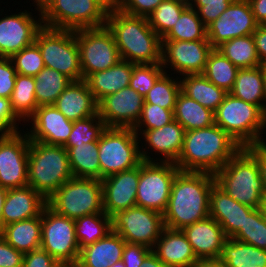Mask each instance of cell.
Returning a JSON list of instances; mask_svg holds the SVG:
<instances>
[{"label":"cell","instance_id":"47","mask_svg":"<svg viewBox=\"0 0 266 267\" xmlns=\"http://www.w3.org/2000/svg\"><path fill=\"white\" fill-rule=\"evenodd\" d=\"M160 63L135 64L133 66L129 87L145 97L156 80L164 73Z\"/></svg>","mask_w":266,"mask_h":267},{"label":"cell","instance_id":"57","mask_svg":"<svg viewBox=\"0 0 266 267\" xmlns=\"http://www.w3.org/2000/svg\"><path fill=\"white\" fill-rule=\"evenodd\" d=\"M247 148L257 157L260 177L266 195V144L248 146Z\"/></svg>","mask_w":266,"mask_h":267},{"label":"cell","instance_id":"59","mask_svg":"<svg viewBox=\"0 0 266 267\" xmlns=\"http://www.w3.org/2000/svg\"><path fill=\"white\" fill-rule=\"evenodd\" d=\"M139 267H167L153 252H151Z\"/></svg>","mask_w":266,"mask_h":267},{"label":"cell","instance_id":"17","mask_svg":"<svg viewBox=\"0 0 266 267\" xmlns=\"http://www.w3.org/2000/svg\"><path fill=\"white\" fill-rule=\"evenodd\" d=\"M259 24L256 22L248 0H234L207 27V38L213 48L237 37L252 35Z\"/></svg>","mask_w":266,"mask_h":267},{"label":"cell","instance_id":"16","mask_svg":"<svg viewBox=\"0 0 266 267\" xmlns=\"http://www.w3.org/2000/svg\"><path fill=\"white\" fill-rule=\"evenodd\" d=\"M22 131L0 136V186L7 189L28 185L29 137Z\"/></svg>","mask_w":266,"mask_h":267},{"label":"cell","instance_id":"7","mask_svg":"<svg viewBox=\"0 0 266 267\" xmlns=\"http://www.w3.org/2000/svg\"><path fill=\"white\" fill-rule=\"evenodd\" d=\"M40 10L43 26L64 30L105 26L109 12L99 0H45Z\"/></svg>","mask_w":266,"mask_h":267},{"label":"cell","instance_id":"60","mask_svg":"<svg viewBox=\"0 0 266 267\" xmlns=\"http://www.w3.org/2000/svg\"><path fill=\"white\" fill-rule=\"evenodd\" d=\"M8 189L0 186V232L3 229V218H2V210L4 206V201L7 195Z\"/></svg>","mask_w":266,"mask_h":267},{"label":"cell","instance_id":"27","mask_svg":"<svg viewBox=\"0 0 266 267\" xmlns=\"http://www.w3.org/2000/svg\"><path fill=\"white\" fill-rule=\"evenodd\" d=\"M53 105L70 121L98 114V102L85 80L72 81Z\"/></svg>","mask_w":266,"mask_h":267},{"label":"cell","instance_id":"44","mask_svg":"<svg viewBox=\"0 0 266 267\" xmlns=\"http://www.w3.org/2000/svg\"><path fill=\"white\" fill-rule=\"evenodd\" d=\"M105 122L99 114L91 117L73 121V128L64 148L74 147L75 144L91 143L100 139L102 133L106 130Z\"/></svg>","mask_w":266,"mask_h":267},{"label":"cell","instance_id":"6","mask_svg":"<svg viewBox=\"0 0 266 267\" xmlns=\"http://www.w3.org/2000/svg\"><path fill=\"white\" fill-rule=\"evenodd\" d=\"M214 117L215 124L241 147L266 144L262 135L266 133V113L259 106L227 93Z\"/></svg>","mask_w":266,"mask_h":267},{"label":"cell","instance_id":"52","mask_svg":"<svg viewBox=\"0 0 266 267\" xmlns=\"http://www.w3.org/2000/svg\"><path fill=\"white\" fill-rule=\"evenodd\" d=\"M163 0H122L118 9L126 14L148 17Z\"/></svg>","mask_w":266,"mask_h":267},{"label":"cell","instance_id":"40","mask_svg":"<svg viewBox=\"0 0 266 267\" xmlns=\"http://www.w3.org/2000/svg\"><path fill=\"white\" fill-rule=\"evenodd\" d=\"M238 70L230 60L214 48L208 56L202 74L217 87L229 93L235 83Z\"/></svg>","mask_w":266,"mask_h":267},{"label":"cell","instance_id":"9","mask_svg":"<svg viewBox=\"0 0 266 267\" xmlns=\"http://www.w3.org/2000/svg\"><path fill=\"white\" fill-rule=\"evenodd\" d=\"M45 67L57 70L72 81H81L82 69L75 30L43 26L36 34Z\"/></svg>","mask_w":266,"mask_h":267},{"label":"cell","instance_id":"11","mask_svg":"<svg viewBox=\"0 0 266 267\" xmlns=\"http://www.w3.org/2000/svg\"><path fill=\"white\" fill-rule=\"evenodd\" d=\"M41 248L62 266H75L80 249L73 219L57 214L48 205L42 211Z\"/></svg>","mask_w":266,"mask_h":267},{"label":"cell","instance_id":"43","mask_svg":"<svg viewBox=\"0 0 266 267\" xmlns=\"http://www.w3.org/2000/svg\"><path fill=\"white\" fill-rule=\"evenodd\" d=\"M164 72L144 97L145 103L155 104L174 110L176 99L181 91L180 79Z\"/></svg>","mask_w":266,"mask_h":267},{"label":"cell","instance_id":"51","mask_svg":"<svg viewBox=\"0 0 266 267\" xmlns=\"http://www.w3.org/2000/svg\"><path fill=\"white\" fill-rule=\"evenodd\" d=\"M20 121L11 108L10 99L0 97V136L20 131Z\"/></svg>","mask_w":266,"mask_h":267},{"label":"cell","instance_id":"66","mask_svg":"<svg viewBox=\"0 0 266 267\" xmlns=\"http://www.w3.org/2000/svg\"><path fill=\"white\" fill-rule=\"evenodd\" d=\"M45 0H33V3L31 4H35L37 6H41V4L44 2Z\"/></svg>","mask_w":266,"mask_h":267},{"label":"cell","instance_id":"20","mask_svg":"<svg viewBox=\"0 0 266 267\" xmlns=\"http://www.w3.org/2000/svg\"><path fill=\"white\" fill-rule=\"evenodd\" d=\"M144 103V97L128 86L102 98L98 114L107 128H134Z\"/></svg>","mask_w":266,"mask_h":267},{"label":"cell","instance_id":"65","mask_svg":"<svg viewBox=\"0 0 266 267\" xmlns=\"http://www.w3.org/2000/svg\"><path fill=\"white\" fill-rule=\"evenodd\" d=\"M110 267H125L124 263L122 260L118 261L115 264H112Z\"/></svg>","mask_w":266,"mask_h":267},{"label":"cell","instance_id":"37","mask_svg":"<svg viewBox=\"0 0 266 267\" xmlns=\"http://www.w3.org/2000/svg\"><path fill=\"white\" fill-rule=\"evenodd\" d=\"M238 69L261 66L252 35L223 42L216 48Z\"/></svg>","mask_w":266,"mask_h":267},{"label":"cell","instance_id":"64","mask_svg":"<svg viewBox=\"0 0 266 267\" xmlns=\"http://www.w3.org/2000/svg\"><path fill=\"white\" fill-rule=\"evenodd\" d=\"M263 86H264V93L266 97V65H263Z\"/></svg>","mask_w":266,"mask_h":267},{"label":"cell","instance_id":"56","mask_svg":"<svg viewBox=\"0 0 266 267\" xmlns=\"http://www.w3.org/2000/svg\"><path fill=\"white\" fill-rule=\"evenodd\" d=\"M252 36L261 65H266V25H259Z\"/></svg>","mask_w":266,"mask_h":267},{"label":"cell","instance_id":"33","mask_svg":"<svg viewBox=\"0 0 266 267\" xmlns=\"http://www.w3.org/2000/svg\"><path fill=\"white\" fill-rule=\"evenodd\" d=\"M174 120L179 122L185 131L206 128L215 124L214 112L185 95L182 91L176 99Z\"/></svg>","mask_w":266,"mask_h":267},{"label":"cell","instance_id":"21","mask_svg":"<svg viewBox=\"0 0 266 267\" xmlns=\"http://www.w3.org/2000/svg\"><path fill=\"white\" fill-rule=\"evenodd\" d=\"M28 121L31 128L25 132L29 140L48 145L64 146L73 128V121L68 120L54 105L38 106Z\"/></svg>","mask_w":266,"mask_h":267},{"label":"cell","instance_id":"36","mask_svg":"<svg viewBox=\"0 0 266 267\" xmlns=\"http://www.w3.org/2000/svg\"><path fill=\"white\" fill-rule=\"evenodd\" d=\"M35 98L37 105H53L59 95L72 82L57 70L44 67L35 77Z\"/></svg>","mask_w":266,"mask_h":267},{"label":"cell","instance_id":"32","mask_svg":"<svg viewBox=\"0 0 266 267\" xmlns=\"http://www.w3.org/2000/svg\"><path fill=\"white\" fill-rule=\"evenodd\" d=\"M180 79L181 91L202 106L217 110L227 92L210 82L203 74L185 75Z\"/></svg>","mask_w":266,"mask_h":267},{"label":"cell","instance_id":"13","mask_svg":"<svg viewBox=\"0 0 266 267\" xmlns=\"http://www.w3.org/2000/svg\"><path fill=\"white\" fill-rule=\"evenodd\" d=\"M179 171L175 163L143 161L139 165L136 206L163 214L168 205L172 183Z\"/></svg>","mask_w":266,"mask_h":267},{"label":"cell","instance_id":"10","mask_svg":"<svg viewBox=\"0 0 266 267\" xmlns=\"http://www.w3.org/2000/svg\"><path fill=\"white\" fill-rule=\"evenodd\" d=\"M140 140L133 128H106L98 140L101 180L139 166Z\"/></svg>","mask_w":266,"mask_h":267},{"label":"cell","instance_id":"34","mask_svg":"<svg viewBox=\"0 0 266 267\" xmlns=\"http://www.w3.org/2000/svg\"><path fill=\"white\" fill-rule=\"evenodd\" d=\"M67 150L70 168L75 178H96L101 180L98 140L75 144Z\"/></svg>","mask_w":266,"mask_h":267},{"label":"cell","instance_id":"18","mask_svg":"<svg viewBox=\"0 0 266 267\" xmlns=\"http://www.w3.org/2000/svg\"><path fill=\"white\" fill-rule=\"evenodd\" d=\"M35 9L38 19L28 10L0 17V57L10 58L35 42L37 32L43 27L40 6Z\"/></svg>","mask_w":266,"mask_h":267},{"label":"cell","instance_id":"61","mask_svg":"<svg viewBox=\"0 0 266 267\" xmlns=\"http://www.w3.org/2000/svg\"><path fill=\"white\" fill-rule=\"evenodd\" d=\"M197 267H227L225 263L218 260H204L200 261Z\"/></svg>","mask_w":266,"mask_h":267},{"label":"cell","instance_id":"54","mask_svg":"<svg viewBox=\"0 0 266 267\" xmlns=\"http://www.w3.org/2000/svg\"><path fill=\"white\" fill-rule=\"evenodd\" d=\"M22 267H62L46 250L35 249L24 254Z\"/></svg>","mask_w":266,"mask_h":267},{"label":"cell","instance_id":"46","mask_svg":"<svg viewBox=\"0 0 266 267\" xmlns=\"http://www.w3.org/2000/svg\"><path fill=\"white\" fill-rule=\"evenodd\" d=\"M17 74L35 77L44 67L38 45L33 44L23 48L10 57Z\"/></svg>","mask_w":266,"mask_h":267},{"label":"cell","instance_id":"63","mask_svg":"<svg viewBox=\"0 0 266 267\" xmlns=\"http://www.w3.org/2000/svg\"><path fill=\"white\" fill-rule=\"evenodd\" d=\"M260 211H261L263 217L266 219V195L262 199V203L260 205Z\"/></svg>","mask_w":266,"mask_h":267},{"label":"cell","instance_id":"39","mask_svg":"<svg viewBox=\"0 0 266 267\" xmlns=\"http://www.w3.org/2000/svg\"><path fill=\"white\" fill-rule=\"evenodd\" d=\"M10 102L14 114L24 123H29L28 119L38 107L34 77L17 74Z\"/></svg>","mask_w":266,"mask_h":267},{"label":"cell","instance_id":"15","mask_svg":"<svg viewBox=\"0 0 266 267\" xmlns=\"http://www.w3.org/2000/svg\"><path fill=\"white\" fill-rule=\"evenodd\" d=\"M214 48L208 40L172 41L161 40V66L164 71L172 69L174 73L185 75L202 74L208 56ZM171 67V68H170Z\"/></svg>","mask_w":266,"mask_h":267},{"label":"cell","instance_id":"31","mask_svg":"<svg viewBox=\"0 0 266 267\" xmlns=\"http://www.w3.org/2000/svg\"><path fill=\"white\" fill-rule=\"evenodd\" d=\"M229 93L247 103L259 106L266 113L263 65L239 69L235 83Z\"/></svg>","mask_w":266,"mask_h":267},{"label":"cell","instance_id":"5","mask_svg":"<svg viewBox=\"0 0 266 267\" xmlns=\"http://www.w3.org/2000/svg\"><path fill=\"white\" fill-rule=\"evenodd\" d=\"M71 178L73 174L63 146L29 140L28 186L48 199Z\"/></svg>","mask_w":266,"mask_h":267},{"label":"cell","instance_id":"12","mask_svg":"<svg viewBox=\"0 0 266 267\" xmlns=\"http://www.w3.org/2000/svg\"><path fill=\"white\" fill-rule=\"evenodd\" d=\"M79 48L82 77L116 65L121 57L113 34L107 26L75 30Z\"/></svg>","mask_w":266,"mask_h":267},{"label":"cell","instance_id":"29","mask_svg":"<svg viewBox=\"0 0 266 267\" xmlns=\"http://www.w3.org/2000/svg\"><path fill=\"white\" fill-rule=\"evenodd\" d=\"M134 65L120 60L111 68L90 74L85 81L96 101L99 102L105 96L128 87Z\"/></svg>","mask_w":266,"mask_h":267},{"label":"cell","instance_id":"53","mask_svg":"<svg viewBox=\"0 0 266 267\" xmlns=\"http://www.w3.org/2000/svg\"><path fill=\"white\" fill-rule=\"evenodd\" d=\"M152 252V249L134 243H125L122 261L125 267H139L144 259Z\"/></svg>","mask_w":266,"mask_h":267},{"label":"cell","instance_id":"23","mask_svg":"<svg viewBox=\"0 0 266 267\" xmlns=\"http://www.w3.org/2000/svg\"><path fill=\"white\" fill-rule=\"evenodd\" d=\"M199 261L218 260L227 236L220 224L210 216L182 229Z\"/></svg>","mask_w":266,"mask_h":267},{"label":"cell","instance_id":"49","mask_svg":"<svg viewBox=\"0 0 266 267\" xmlns=\"http://www.w3.org/2000/svg\"><path fill=\"white\" fill-rule=\"evenodd\" d=\"M188 5L195 9L202 23L208 27L219 18L234 0H187Z\"/></svg>","mask_w":266,"mask_h":267},{"label":"cell","instance_id":"26","mask_svg":"<svg viewBox=\"0 0 266 267\" xmlns=\"http://www.w3.org/2000/svg\"><path fill=\"white\" fill-rule=\"evenodd\" d=\"M46 206L47 199L31 186L10 188L2 210L3 227L40 216Z\"/></svg>","mask_w":266,"mask_h":267},{"label":"cell","instance_id":"42","mask_svg":"<svg viewBox=\"0 0 266 267\" xmlns=\"http://www.w3.org/2000/svg\"><path fill=\"white\" fill-rule=\"evenodd\" d=\"M188 6L187 0H163L147 17L149 26L163 39Z\"/></svg>","mask_w":266,"mask_h":267},{"label":"cell","instance_id":"58","mask_svg":"<svg viewBox=\"0 0 266 267\" xmlns=\"http://www.w3.org/2000/svg\"><path fill=\"white\" fill-rule=\"evenodd\" d=\"M256 22L266 25V0H248Z\"/></svg>","mask_w":266,"mask_h":267},{"label":"cell","instance_id":"1","mask_svg":"<svg viewBox=\"0 0 266 267\" xmlns=\"http://www.w3.org/2000/svg\"><path fill=\"white\" fill-rule=\"evenodd\" d=\"M214 183L212 173L179 171L172 183L168 205L163 213L164 226L182 230L209 217L210 192Z\"/></svg>","mask_w":266,"mask_h":267},{"label":"cell","instance_id":"28","mask_svg":"<svg viewBox=\"0 0 266 267\" xmlns=\"http://www.w3.org/2000/svg\"><path fill=\"white\" fill-rule=\"evenodd\" d=\"M125 243L118 233L110 231L104 238L82 248L74 267H110L122 260Z\"/></svg>","mask_w":266,"mask_h":267},{"label":"cell","instance_id":"19","mask_svg":"<svg viewBox=\"0 0 266 267\" xmlns=\"http://www.w3.org/2000/svg\"><path fill=\"white\" fill-rule=\"evenodd\" d=\"M134 132L138 137L140 136V141L145 140L142 141L143 143L145 142V148L143 149L142 142L140 146L142 147L140 148V152L143 161L176 163L183 147L185 135V129L179 122L173 120L171 123L157 129L134 130ZM149 149L155 152V156L159 155V158H151L153 153Z\"/></svg>","mask_w":266,"mask_h":267},{"label":"cell","instance_id":"4","mask_svg":"<svg viewBox=\"0 0 266 267\" xmlns=\"http://www.w3.org/2000/svg\"><path fill=\"white\" fill-rule=\"evenodd\" d=\"M215 183L238 203L260 208L265 196L257 157L242 147L215 174Z\"/></svg>","mask_w":266,"mask_h":267},{"label":"cell","instance_id":"22","mask_svg":"<svg viewBox=\"0 0 266 267\" xmlns=\"http://www.w3.org/2000/svg\"><path fill=\"white\" fill-rule=\"evenodd\" d=\"M102 181L103 209L108 216L136 206L139 166L118 172Z\"/></svg>","mask_w":266,"mask_h":267},{"label":"cell","instance_id":"14","mask_svg":"<svg viewBox=\"0 0 266 267\" xmlns=\"http://www.w3.org/2000/svg\"><path fill=\"white\" fill-rule=\"evenodd\" d=\"M112 231L127 243L152 249L165 228L163 214L143 207H131L111 216Z\"/></svg>","mask_w":266,"mask_h":267},{"label":"cell","instance_id":"45","mask_svg":"<svg viewBox=\"0 0 266 267\" xmlns=\"http://www.w3.org/2000/svg\"><path fill=\"white\" fill-rule=\"evenodd\" d=\"M232 238L266 250V219L260 208H255L246 217L244 226Z\"/></svg>","mask_w":266,"mask_h":267},{"label":"cell","instance_id":"2","mask_svg":"<svg viewBox=\"0 0 266 267\" xmlns=\"http://www.w3.org/2000/svg\"><path fill=\"white\" fill-rule=\"evenodd\" d=\"M242 147L221 127L185 131L183 147L175 163L180 171L215 174Z\"/></svg>","mask_w":266,"mask_h":267},{"label":"cell","instance_id":"48","mask_svg":"<svg viewBox=\"0 0 266 267\" xmlns=\"http://www.w3.org/2000/svg\"><path fill=\"white\" fill-rule=\"evenodd\" d=\"M174 120V110L144 103L139 121L133 130H151L163 127Z\"/></svg>","mask_w":266,"mask_h":267},{"label":"cell","instance_id":"41","mask_svg":"<svg viewBox=\"0 0 266 267\" xmlns=\"http://www.w3.org/2000/svg\"><path fill=\"white\" fill-rule=\"evenodd\" d=\"M161 40L197 41L208 40L207 27L195 9L188 6L168 34Z\"/></svg>","mask_w":266,"mask_h":267},{"label":"cell","instance_id":"38","mask_svg":"<svg viewBox=\"0 0 266 267\" xmlns=\"http://www.w3.org/2000/svg\"><path fill=\"white\" fill-rule=\"evenodd\" d=\"M79 249L104 238L112 231L111 216L106 213H95L74 220Z\"/></svg>","mask_w":266,"mask_h":267},{"label":"cell","instance_id":"50","mask_svg":"<svg viewBox=\"0 0 266 267\" xmlns=\"http://www.w3.org/2000/svg\"><path fill=\"white\" fill-rule=\"evenodd\" d=\"M16 70L9 57H0V97L10 99L15 82Z\"/></svg>","mask_w":266,"mask_h":267},{"label":"cell","instance_id":"3","mask_svg":"<svg viewBox=\"0 0 266 267\" xmlns=\"http://www.w3.org/2000/svg\"><path fill=\"white\" fill-rule=\"evenodd\" d=\"M106 26L113 34L121 60L134 64L161 63V38L146 17L116 8L109 10Z\"/></svg>","mask_w":266,"mask_h":267},{"label":"cell","instance_id":"35","mask_svg":"<svg viewBox=\"0 0 266 267\" xmlns=\"http://www.w3.org/2000/svg\"><path fill=\"white\" fill-rule=\"evenodd\" d=\"M219 260L227 267H266V250L228 238Z\"/></svg>","mask_w":266,"mask_h":267},{"label":"cell","instance_id":"25","mask_svg":"<svg viewBox=\"0 0 266 267\" xmlns=\"http://www.w3.org/2000/svg\"><path fill=\"white\" fill-rule=\"evenodd\" d=\"M152 252L167 267H197L200 263L182 230L165 227Z\"/></svg>","mask_w":266,"mask_h":267},{"label":"cell","instance_id":"62","mask_svg":"<svg viewBox=\"0 0 266 267\" xmlns=\"http://www.w3.org/2000/svg\"><path fill=\"white\" fill-rule=\"evenodd\" d=\"M101 1L109 10L118 8L119 3L122 0H99Z\"/></svg>","mask_w":266,"mask_h":267},{"label":"cell","instance_id":"24","mask_svg":"<svg viewBox=\"0 0 266 267\" xmlns=\"http://www.w3.org/2000/svg\"><path fill=\"white\" fill-rule=\"evenodd\" d=\"M254 210L230 197L216 183L210 192L209 216L223 228L227 238H232L242 226L246 217Z\"/></svg>","mask_w":266,"mask_h":267},{"label":"cell","instance_id":"8","mask_svg":"<svg viewBox=\"0 0 266 267\" xmlns=\"http://www.w3.org/2000/svg\"><path fill=\"white\" fill-rule=\"evenodd\" d=\"M57 214L76 220L82 216L105 213L102 181L96 178H71L47 199Z\"/></svg>","mask_w":266,"mask_h":267},{"label":"cell","instance_id":"30","mask_svg":"<svg viewBox=\"0 0 266 267\" xmlns=\"http://www.w3.org/2000/svg\"><path fill=\"white\" fill-rule=\"evenodd\" d=\"M42 214L3 227L0 235L17 251L28 253L41 248Z\"/></svg>","mask_w":266,"mask_h":267},{"label":"cell","instance_id":"55","mask_svg":"<svg viewBox=\"0 0 266 267\" xmlns=\"http://www.w3.org/2000/svg\"><path fill=\"white\" fill-rule=\"evenodd\" d=\"M24 253L17 251L0 235V267H22Z\"/></svg>","mask_w":266,"mask_h":267}]
</instances>
